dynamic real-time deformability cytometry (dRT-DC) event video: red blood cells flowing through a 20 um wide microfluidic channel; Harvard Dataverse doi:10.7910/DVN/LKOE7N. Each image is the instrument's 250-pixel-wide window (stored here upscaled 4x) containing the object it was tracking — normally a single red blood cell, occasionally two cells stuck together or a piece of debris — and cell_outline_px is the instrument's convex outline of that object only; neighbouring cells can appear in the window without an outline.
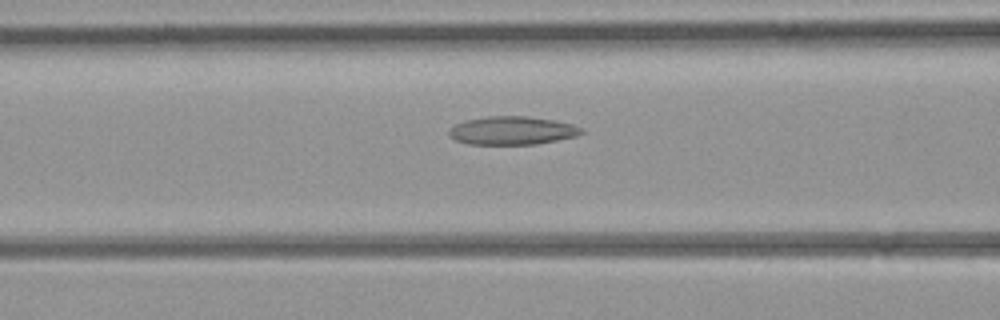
{"species": "common noctule bat (a hibernating species)", "species_latin": "Nyctalus noctula", "temperature_condition": "room temperature", "stored_images_in_passage": 45, "camera_frame_rate_fps": 3000, "um_per_image_px": 0.085, "animal": {"sex": "female", "body_mass_g": 21.9}, "frame": {"image": 1, "passage_image": 18, "time_ms": 5.667, "image_size_px": [1000, 320], "cell_outline_px": [[584, 132], [576, 136], [536, 144], [468, 144], [456, 140], [448, 136], [448, 128], [464, 120], [488, 116], [528, 116], [552, 120], [572, 124], [584, 128]], "centroid_in_image_um": [43.5, 11.09], "position_along_channel_um": 123.1, "area_um2": 21.91}}
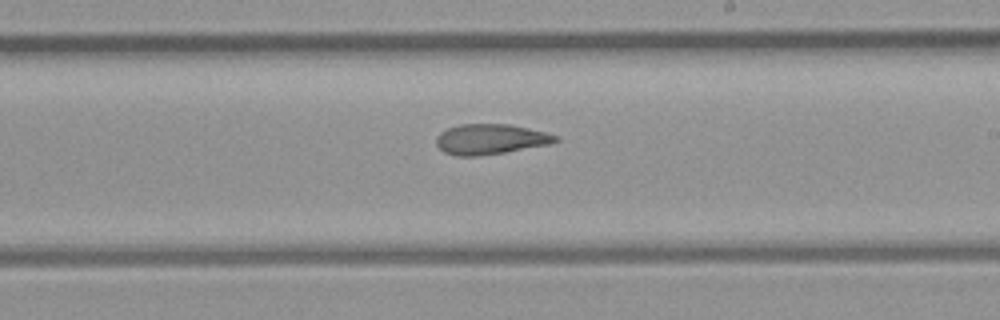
{"frame": {"image": 2, "passage_image": 26, "time_ms": 8.333, "image_size_px": [1000, 320], "cell_outline_px": [[560, 140], [548, 144], [504, 152], [480, 156], [456, 156], [444, 152], [436, 144], [436, 136], [440, 132], [448, 128], [460, 124], [508, 124], [528, 128], [560, 136]], "centroid_in_image_um": [41.66, 11.83], "position_along_channel_um": 247.3, "area_um2": 20.98}}
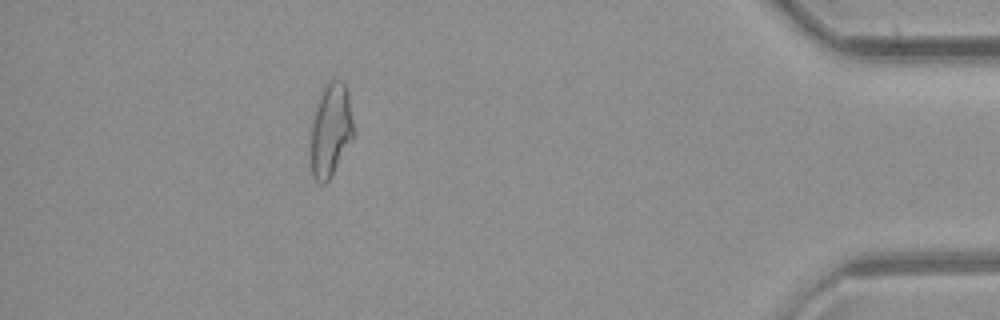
{"frame": {"image": 3, "passage_image": 40, "time_ms": 13.0, "image_size_px": [1000, 320], "cell_outline_px": [[352, 136], [328, 180], [324, 184], [320, 184], [312, 176], [312, 124], [320, 92], [324, 84], [328, 80], [340, 80], [348, 88], [352, 120]], "centroid_in_image_um": [28.09, 10.97], "position_along_channel_um": 407.1, "area_um2": 22.43}}